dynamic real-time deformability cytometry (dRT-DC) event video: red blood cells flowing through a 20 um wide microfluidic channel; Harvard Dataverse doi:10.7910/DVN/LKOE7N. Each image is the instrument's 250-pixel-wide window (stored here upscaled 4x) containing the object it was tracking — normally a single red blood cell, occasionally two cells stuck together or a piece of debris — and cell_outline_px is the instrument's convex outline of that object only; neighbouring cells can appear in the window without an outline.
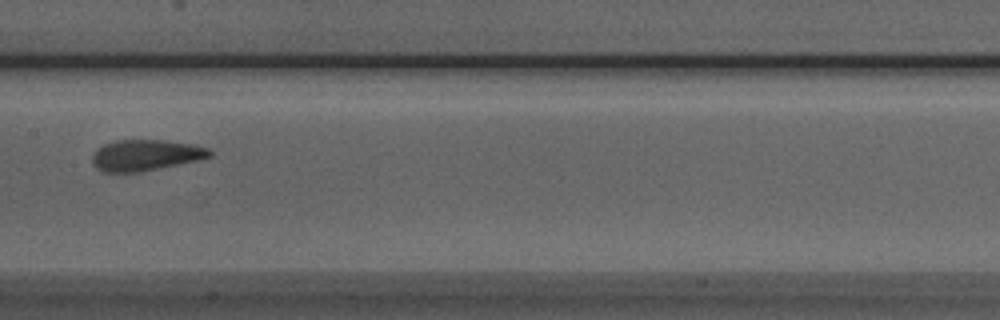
{"species": "Egyptian fruit bat (a non-hibernating species)", "species_latin": "Rousettus aegyptiacus", "temperature_condition": "room temperature", "stored_images_in_passage": 5, "camera_frame_rate_fps": 3000, "um_per_image_px": 0.085, "animal": {"sex": "male"}, "frame": {"image": 1, "passage_image": 5, "time_ms": 4.667, "image_size_px": [1000, 320], "cell_outline_px": [[212, 156], [200, 160], [140, 172], [104, 172], [96, 168], [92, 164], [92, 156], [104, 144], [116, 140], [164, 140], [196, 144], [208, 148], [212, 152]], "centroid_in_image_um": [12.42, 13.19], "position_along_channel_um": 195.0, "area_um2": 21.33}}